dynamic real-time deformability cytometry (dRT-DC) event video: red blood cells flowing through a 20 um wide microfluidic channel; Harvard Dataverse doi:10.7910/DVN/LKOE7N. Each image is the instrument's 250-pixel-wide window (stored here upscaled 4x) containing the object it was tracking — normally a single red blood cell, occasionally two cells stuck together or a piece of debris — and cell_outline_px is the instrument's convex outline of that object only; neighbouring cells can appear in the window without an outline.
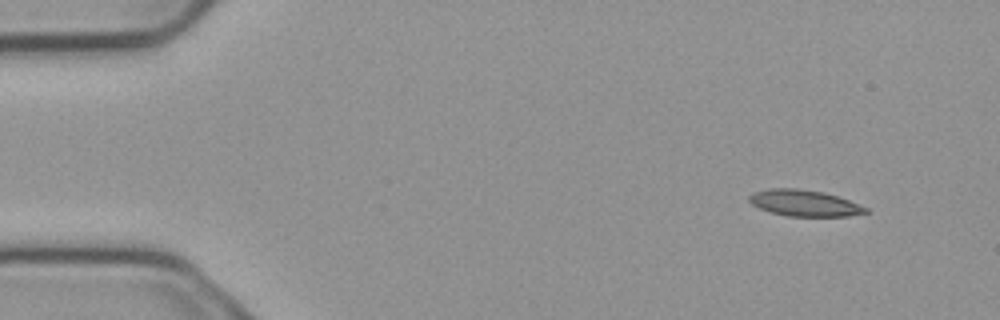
{"species": "common noctule bat (a hibernating species)", "species_latin": "Nyctalus noctula", "temperature_condition": "cold", "stored_images_in_passage": 4, "camera_frame_rate_fps": 3000, "um_per_image_px": 0.085, "animal": {"sex": "male", "body_mass_g": 23.1, "forearm_length_mm": 52.7}, "frame": {"image": 1, "passage_image": 1, "time_ms": 0.0, "image_size_px": [1000, 320], "cell_outline_px": [[868, 212], [848, 216], [788, 216], [772, 212], [760, 208], [752, 204], [748, 200], [748, 196], [752, 192], [768, 188], [796, 188], [824, 192], [848, 200], [868, 208]], "centroid_in_image_um": [68.33, 17.25], "position_along_channel_um": 16.7, "area_um2": 17.74}}
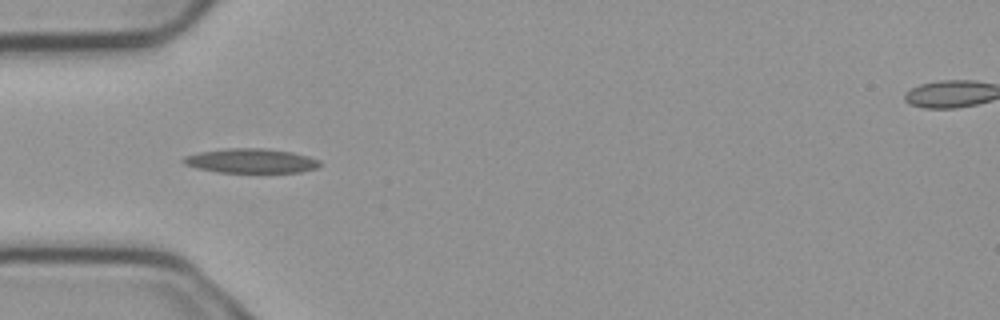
{"frame": {"image": 2, "passage_image": 4, "time_ms": 1.0, "image_size_px": [1000, 320], "cell_outline_px": [[320, 164], [316, 168], [300, 172], [216, 172], [196, 168], [184, 164], [180, 160], [184, 156], [200, 152], [228, 148], [264, 148], [292, 152], [308, 156], [320, 160]], "centroid_in_image_um": [21.3, 13.67], "position_along_channel_um": 63.7, "area_um2": 19.42}}